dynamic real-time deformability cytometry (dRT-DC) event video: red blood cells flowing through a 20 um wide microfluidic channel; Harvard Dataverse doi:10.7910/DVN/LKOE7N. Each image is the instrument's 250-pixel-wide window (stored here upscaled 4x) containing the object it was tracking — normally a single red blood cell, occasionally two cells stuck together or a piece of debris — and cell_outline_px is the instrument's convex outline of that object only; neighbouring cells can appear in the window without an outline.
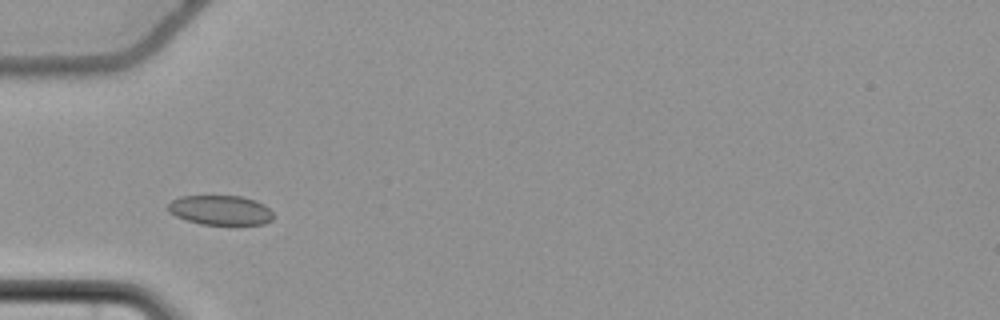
{"species": "common noctule bat (a hibernating species)", "species_latin": "Nyctalus noctula", "temperature_condition": "cold", "stored_images_in_passage": 36, "camera_frame_rate_fps": 3000, "um_per_image_px": 0.085, "animal": {"sex": "female", "body_mass_g": 22.7, "forearm_length_mm": 54.2}, "frame": {"image": 1, "passage_image": 2, "time_ms": 0.333, "image_size_px": [1000, 320], "cell_outline_px": [[272, 220], [264, 224], [200, 224], [176, 216], [168, 212], [168, 204], [172, 200], [180, 196], [240, 196], [256, 200], [264, 204], [272, 212]], "centroid_in_image_um": [18.73, 17.85], "position_along_channel_um": 66.3, "area_um2": 18.09}}
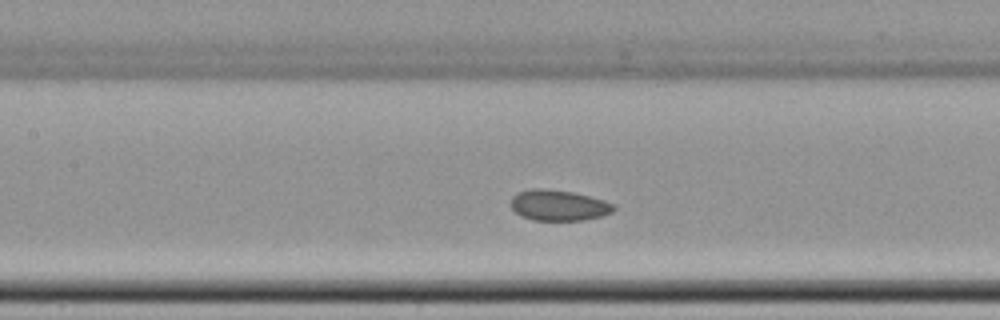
{"frame": {"image": 2, "passage_image": 10, "time_ms": 3.0, "image_size_px": [1000, 320], "cell_outline_px": [[616, 208], [612, 212], [600, 216], [584, 220], [532, 220], [520, 216], [508, 204], [512, 196], [516, 192], [532, 188], [544, 188], [572, 192], [604, 200], [616, 204]], "centroid_in_image_um": [47.44, 17.44], "position_along_channel_um": 160.0, "area_um2": 18.67}}
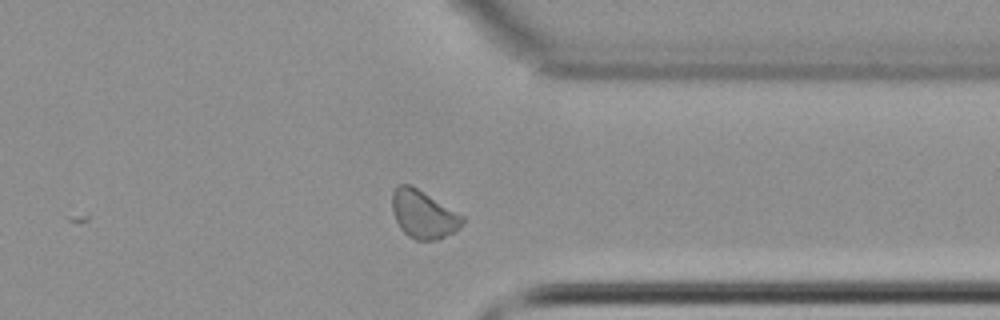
{"frame": {"image": 3, "passage_image": 28, "time_ms": 9.0, "image_size_px": [1000, 320], "cell_outline_px": [[464, 224], [460, 228], [436, 240], [416, 240], [408, 236], [400, 228], [396, 220], [392, 208], [392, 192], [400, 184], [412, 184], [464, 216]], "centroid_in_image_um": [35.99, 18.2], "position_along_channel_um": 375.4, "area_um2": 19.65}, "authors_computed_cell_mechanics": {"area_um2": 18.8428, "velocity_mm_per_s": 3.6207, "shape_relaxation_time_tau1_ms": null, "shape_relaxation_time_tau2_ms": 2.1721, "deformation_change_tau1": null, "deformation_change_tau2": 0.0505}}